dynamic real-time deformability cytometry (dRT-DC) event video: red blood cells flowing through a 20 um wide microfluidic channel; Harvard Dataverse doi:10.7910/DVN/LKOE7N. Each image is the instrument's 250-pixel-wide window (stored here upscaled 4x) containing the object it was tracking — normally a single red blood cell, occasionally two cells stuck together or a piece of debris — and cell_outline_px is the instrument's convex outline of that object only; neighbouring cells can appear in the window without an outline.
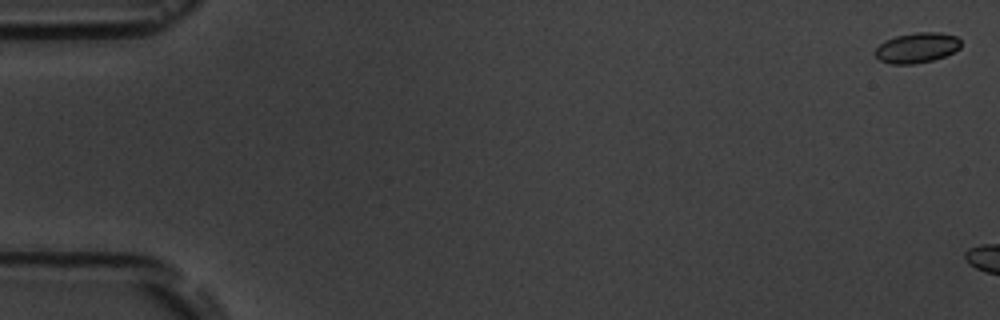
{"species": "common noctule bat (a hibernating species)", "species_latin": "Nyctalus noctula", "temperature_condition": "room temperature", "stored_images_in_passage": 3, "camera_frame_rate_fps": 3000, "um_per_image_px": 0.085, "animal": {"sex": "male", "body_mass_g": 19.5, "forearm_length_mm": 54.6}, "frame": {"image": 1, "passage_image": 1, "time_ms": 0.0, "image_size_px": [1000, 320], "cell_outline_px": [[960, 48], [944, 56], [932, 60], [912, 64], [892, 64], [880, 60], [876, 56], [876, 48], [884, 40], [896, 36], [916, 32], [940, 32], [956, 36], [960, 40]], "centroid_in_image_um": [77.93, 4.05], "position_along_channel_um": 7.1, "area_um2": 14.97}}